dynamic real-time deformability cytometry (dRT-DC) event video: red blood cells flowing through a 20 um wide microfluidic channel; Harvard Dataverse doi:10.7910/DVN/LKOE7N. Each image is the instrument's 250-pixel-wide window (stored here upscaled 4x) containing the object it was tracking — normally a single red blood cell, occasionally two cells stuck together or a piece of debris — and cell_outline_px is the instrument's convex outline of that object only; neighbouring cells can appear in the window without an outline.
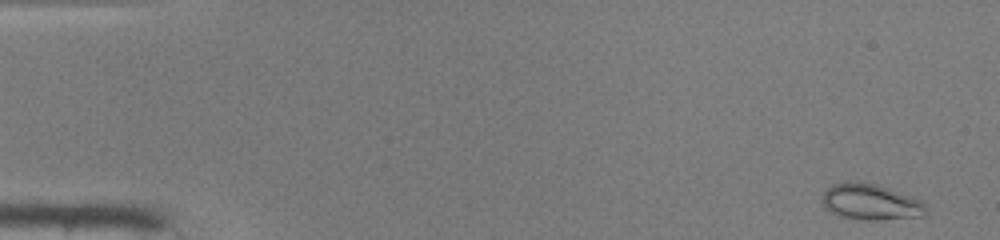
{"species": "common noctule bat (a hibernating species)", "species_latin": "Nyctalus noctula", "temperature_condition": "warm", "stored_images_in_passage": 48, "camera_frame_rate_fps": 3000, "um_per_image_px": 0.085, "animal": {"sex": "male", "body_mass_g": 19.0, "forearm_length_mm": 50.8}, "frame": {"image": 1, "passage_image": 1, "time_ms": 0.0, "image_size_px": [1000, 240], "cell_outline_px": [[928, 212], [924, 216], [876, 220], [868, 220], [840, 216], [832, 212], [824, 204], [824, 192], [832, 184], [848, 180], [872, 184], [920, 200], [924, 204]], "centroid_in_image_um": [74.01, 17.18], "position_along_channel_um": 11.0, "area_um2": 21.1}}
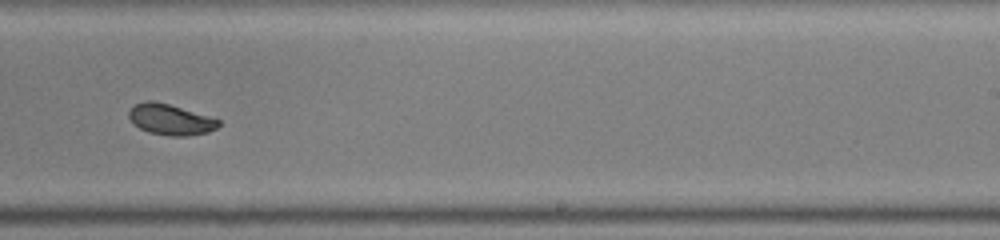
{"frame": {"image": 2, "passage_image": 30, "time_ms": 9.667, "image_size_px": [1000, 240], "cell_outline_px": [[220, 124], [216, 128], [208, 132], [188, 136], [168, 136], [148, 132], [140, 128], [128, 116], [128, 112], [136, 104], [144, 100], [152, 100], [168, 104], [208, 116], [220, 120]], "centroid_in_image_um": [14.49, 10.17], "position_along_channel_um": 274.5, "area_um2": 15.9}}
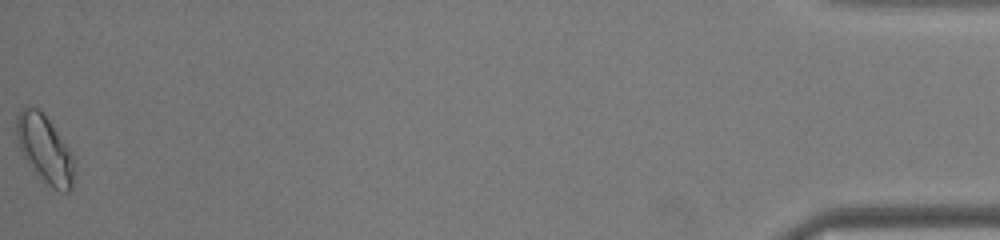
{"frame": {"image": 3, "passage_image": 48, "time_ms": 15.667, "image_size_px": [1000, 240], "cell_outline_px": [[76, 168], [72, 188], [68, 192], [64, 192], [48, 184], [20, 152], [16, 144], [16, 116], [20, 108], [28, 104], [44, 112], [72, 152], [76, 160]], "centroid_in_image_um": [3.82, 12.6], "position_along_channel_um": 431.4, "area_um2": 23.12}, "authors_computed_cell_mechanics": {"area_um2": 17.4556, "velocity_mm_per_s": 4.167, "shape_relaxation_time_tau1_ms": null, "shape_relaxation_time_tau2_ms": 1.213, "deformation_change_tau1": null, "deformation_change_tau2": 0.0378}}